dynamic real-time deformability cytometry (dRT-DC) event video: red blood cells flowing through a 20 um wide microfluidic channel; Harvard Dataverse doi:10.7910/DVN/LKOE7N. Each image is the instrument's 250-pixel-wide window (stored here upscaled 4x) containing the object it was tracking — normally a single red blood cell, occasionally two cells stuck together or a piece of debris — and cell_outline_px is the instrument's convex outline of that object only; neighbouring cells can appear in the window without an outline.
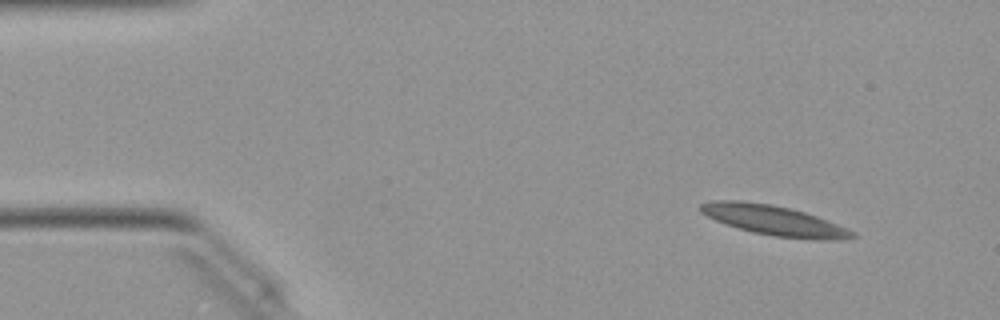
{"species": "Egyptian fruit bat (a non-hibernating species)", "species_latin": "Rousettus aegyptiacus", "temperature_condition": "warm", "stored_images_in_passage": 47, "camera_frame_rate_fps": 3000, "um_per_image_px": 0.085, "animal": {"sex": "female"}, "frame": {"image": 1, "passage_image": 1, "time_ms": 0.0, "image_size_px": [1000, 320], "cell_outline_px": [[856, 236], [832, 240], [776, 236], [752, 232], [716, 220], [700, 212], [700, 204], [712, 200], [736, 200], [768, 204], [788, 208], [804, 212], [816, 216], [856, 232]], "centroid_in_image_um": [65.75, 18.72], "position_along_channel_um": 19.2, "area_um2": 25.66}}
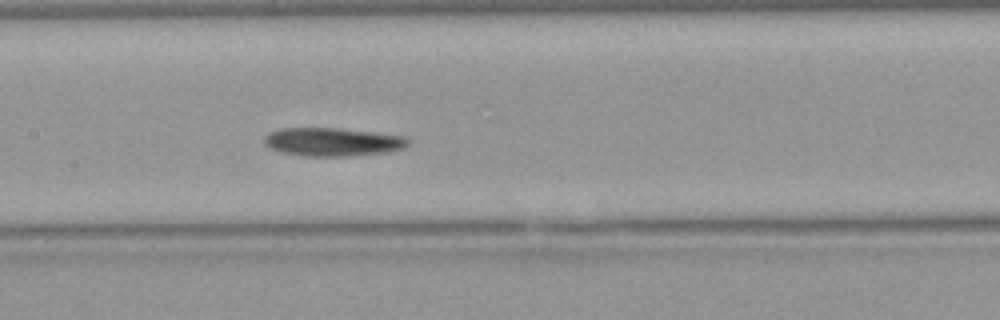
{"frame": {"image": 2, "passage_image": 20, "time_ms": 6.333, "image_size_px": [1000, 320], "cell_outline_px": [[408, 144], [404, 148], [384, 152], [344, 156], [304, 156], [280, 152], [268, 148], [264, 144], [264, 136], [268, 132], [280, 128], [340, 128], [404, 136], [408, 140]], "centroid_in_image_um": [28.18, 12.05], "position_along_channel_um": 179.2, "area_um2": 23.76}}
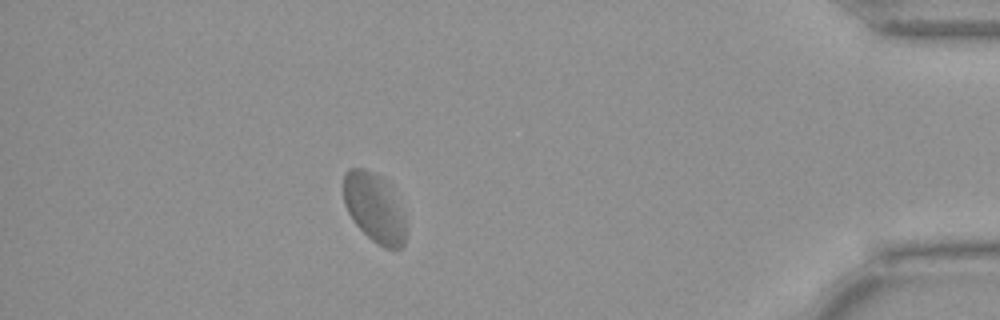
{"frame": {"image": 3, "passage_image": 41, "time_ms": 13.333, "image_size_px": [1000, 320], "cell_outline_px": [[404, 244], [400, 248], [384, 248], [372, 240], [352, 220], [344, 204], [344, 172], [348, 168], [364, 168], [380, 176], [384, 180], [392, 192], [404, 216]], "centroid_in_image_um": [31.77, 17.64], "position_along_channel_um": 403.4, "area_um2": 24.62}, "authors_computed_cell_mechanics": {"area_um2": 24.565, "velocity_mm_per_s": 3.9322, "shape_relaxation_time_tau1_ms": null, "shape_relaxation_time_tau2_ms": 2.3171, "deformation_change_tau1": null, "deformation_change_tau2": 0.0563}}